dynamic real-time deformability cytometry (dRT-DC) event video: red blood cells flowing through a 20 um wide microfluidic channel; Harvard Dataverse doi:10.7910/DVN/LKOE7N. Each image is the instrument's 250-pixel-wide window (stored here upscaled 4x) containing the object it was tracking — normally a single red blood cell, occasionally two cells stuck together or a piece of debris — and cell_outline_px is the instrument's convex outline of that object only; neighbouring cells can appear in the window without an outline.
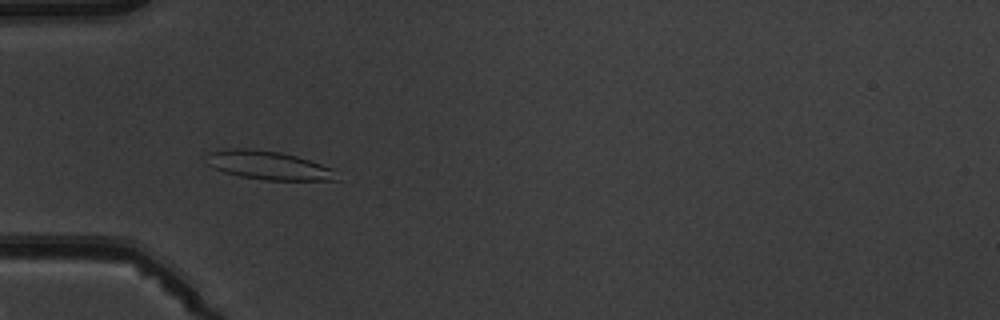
{"species": "common noctule bat (a hibernating species)", "species_latin": "Nyctalus noctula", "temperature_condition": "warm", "stored_images_in_passage": 6, "camera_frame_rate_fps": 3000, "um_per_image_px": 0.085, "animal": {"sex": "male", "body_mass_g": 19.5, "forearm_length_mm": 54.6}, "frame": {"image": 1, "passage_image": 5, "time_ms": 5.0, "image_size_px": [1000, 320], "cell_outline_px": [[340, 180], [264, 180], [240, 176], [224, 172], [208, 164], [208, 152], [232, 148], [248, 148], [280, 152], [296, 156], [332, 168]], "centroid_in_image_um": [22.83, 14.05], "position_along_channel_um": 62.2, "area_um2": 21.44}}